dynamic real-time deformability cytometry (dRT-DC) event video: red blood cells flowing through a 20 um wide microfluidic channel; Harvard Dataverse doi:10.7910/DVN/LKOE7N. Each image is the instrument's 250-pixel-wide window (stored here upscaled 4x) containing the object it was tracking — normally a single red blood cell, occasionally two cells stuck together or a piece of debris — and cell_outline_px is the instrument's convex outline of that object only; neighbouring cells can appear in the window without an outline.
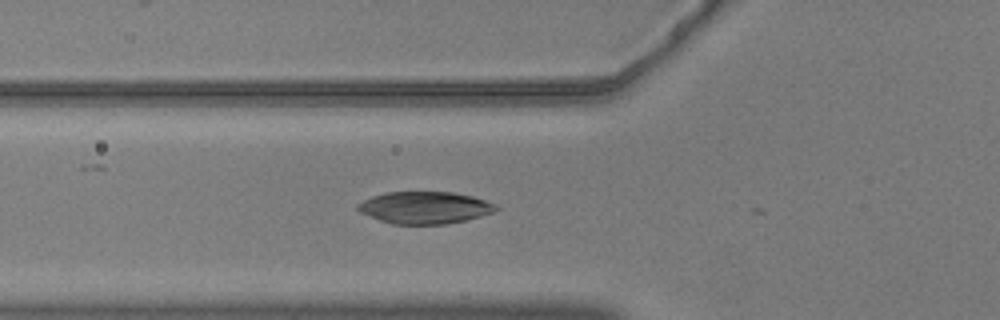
{"species": "common noctule bat (a hibernating species)", "species_latin": "Nyctalus noctula", "temperature_condition": "warm", "stored_images_in_passage": 8, "camera_frame_rate_fps": 3000, "um_per_image_px": 0.085, "animal": {"sex": "male", "body_mass_g": 20.5, "forearm_length_mm": 52.5}, "frame": {"image": 1, "passage_image": 2, "time_ms": 0.333, "image_size_px": [1000, 320], "cell_outline_px": [[500, 208], [496, 212], [448, 224], [392, 224], [380, 220], [360, 212], [356, 208], [356, 204], [372, 196], [388, 192], [452, 192], [472, 196], [496, 204]], "centroid_in_image_um": [36.12, 17.65], "position_along_channel_um": 89.7, "area_um2": 25.84}}
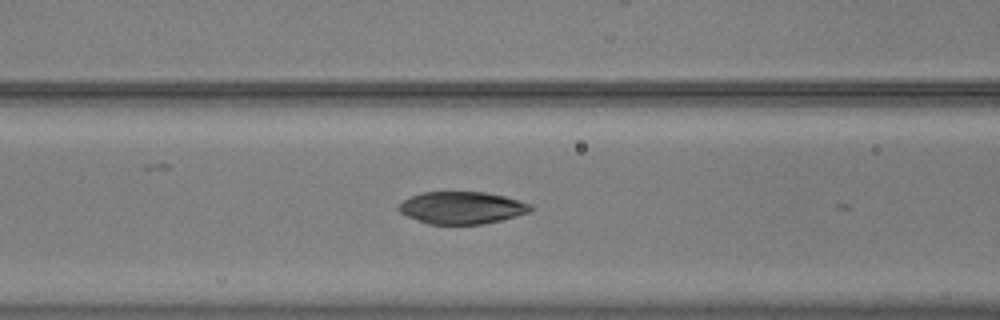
{"frame": {"image": 2, "passage_image": 5, "time_ms": 1.333, "image_size_px": [1000, 320], "cell_outline_px": [[536, 208], [528, 212], [516, 216], [484, 224], [428, 224], [408, 216], [400, 212], [396, 208], [404, 200], [420, 192], [484, 192], [504, 196], [532, 204]], "centroid_in_image_um": [39.27, 17.66], "position_along_channel_um": 127.3, "area_um2": 24.74}}